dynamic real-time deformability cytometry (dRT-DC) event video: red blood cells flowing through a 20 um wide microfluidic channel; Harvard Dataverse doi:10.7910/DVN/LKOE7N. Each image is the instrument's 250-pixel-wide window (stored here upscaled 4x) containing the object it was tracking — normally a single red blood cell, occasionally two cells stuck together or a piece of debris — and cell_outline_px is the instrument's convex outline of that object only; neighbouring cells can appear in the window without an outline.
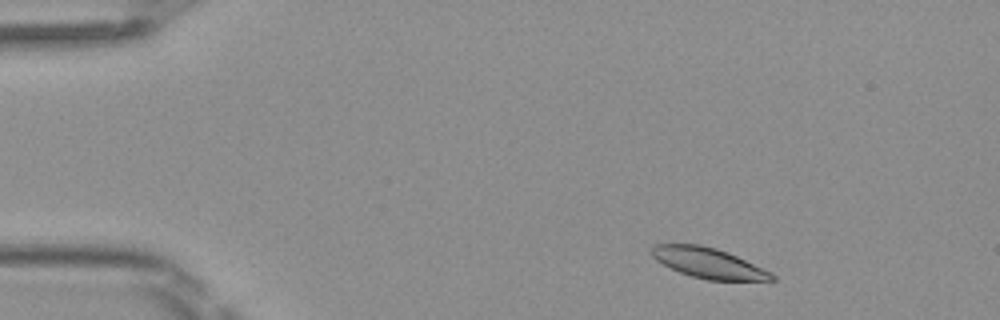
{"species": "Egyptian fruit bat (a non-hibernating species)", "species_latin": "Rousettus aegyptiacus", "temperature_condition": "room temperature", "stored_images_in_passage": 44, "camera_frame_rate_fps": 3000, "um_per_image_px": 0.085, "frame": {"image": 1, "passage_image": 1, "time_ms": 0.0, "image_size_px": [1000, 320], "cell_outline_px": [[776, 280], [708, 280], [692, 276], [680, 272], [656, 260], [652, 256], [652, 248], [656, 244], [700, 244], [716, 248], [728, 252], [772, 272], [776, 276]], "centroid_in_image_um": [60.25, 22.35], "position_along_channel_um": 24.7, "area_um2": 21.04}}
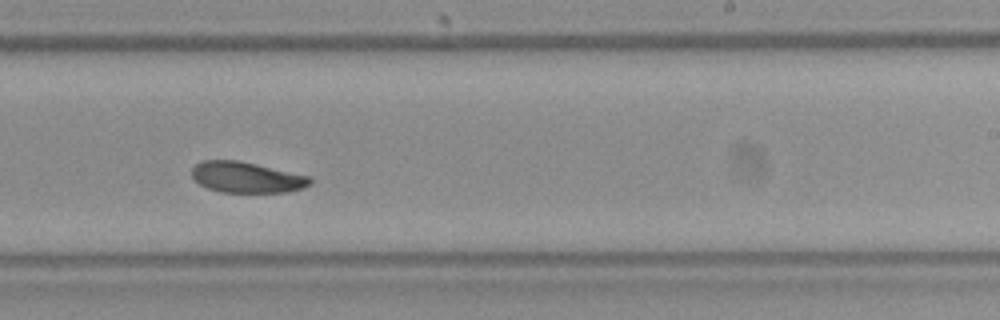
{"frame": {"image": 2, "passage_image": 25, "time_ms": 8.0, "image_size_px": [1000, 320], "cell_outline_px": [[312, 184], [304, 188], [284, 192], [220, 192], [208, 188], [200, 184], [192, 176], [192, 168], [200, 160], [240, 160], [308, 176], [312, 180]], "centroid_in_image_um": [20.95, 15.06], "position_along_channel_um": 268.1, "area_um2": 21.21}}
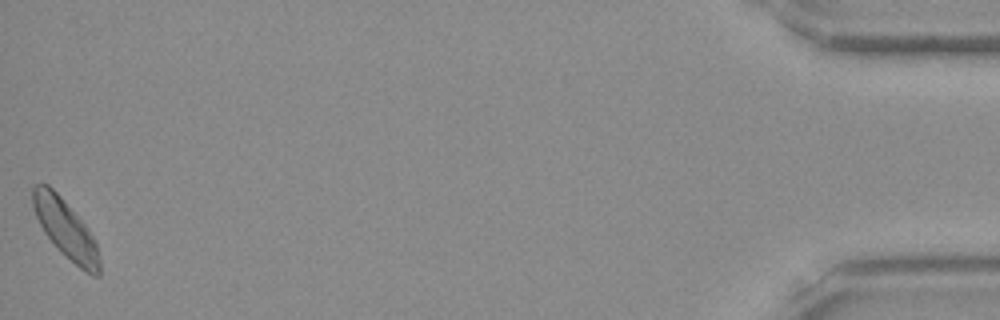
{"frame": {"image": 3, "passage_image": 44, "time_ms": 14.333, "image_size_px": [1000, 320], "cell_outline_px": [[100, 276], [92, 276], [80, 268], [60, 252], [44, 232], [36, 216], [32, 204], [32, 188], [36, 184], [48, 184], [60, 196], [84, 224], [92, 236], [96, 244], [100, 260]], "centroid_in_image_um": [5.57, 19.49], "position_along_channel_um": 429.6, "area_um2": 22.37}, "authors_computed_cell_mechanics": {"area_um2": 21.964, "velocity_mm_per_s": 4.0336, "shape_relaxation_time_tau1_ms": 6.2958, "shape_relaxation_time_tau2_ms": null, "deformation_change_tau1": 0.1282, "deformation_change_tau2": null}}